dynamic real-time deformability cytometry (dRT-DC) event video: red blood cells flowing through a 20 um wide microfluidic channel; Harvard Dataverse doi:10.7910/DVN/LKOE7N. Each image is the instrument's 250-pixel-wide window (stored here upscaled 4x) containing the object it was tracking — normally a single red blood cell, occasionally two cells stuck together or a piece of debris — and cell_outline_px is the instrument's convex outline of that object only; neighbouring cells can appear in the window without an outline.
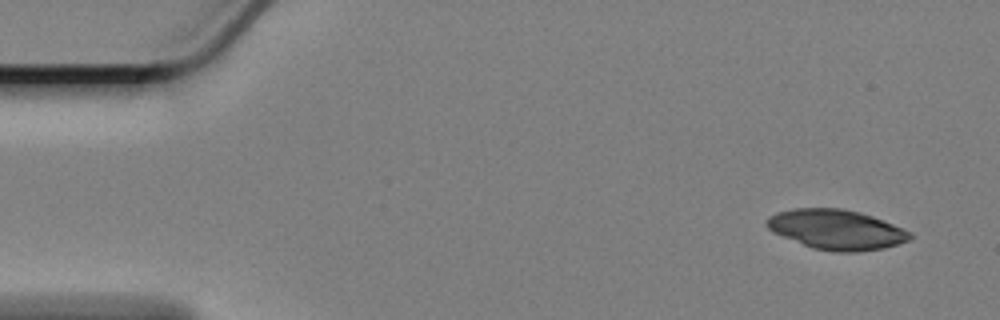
{"species": "Egyptian fruit bat (a non-hibernating species)", "species_latin": "Rousettus aegyptiacus", "temperature_condition": "cold", "stored_images_in_passage": 55, "camera_frame_rate_fps": 3000, "um_per_image_px": 0.085, "animal": {"sex": "female"}, "frame": {"image": 1, "passage_image": 1, "time_ms": 0.0, "image_size_px": [1000, 320], "cell_outline_px": [[912, 236], [908, 240], [884, 248], [856, 252], [836, 252], [812, 248], [772, 232], [764, 224], [764, 220], [768, 216], [776, 212], [792, 208], [844, 208], [860, 212], [884, 220], [912, 232]], "centroid_in_image_um": [71.05, 19.5], "position_along_channel_um": 13.9, "area_um2": 33.52}}